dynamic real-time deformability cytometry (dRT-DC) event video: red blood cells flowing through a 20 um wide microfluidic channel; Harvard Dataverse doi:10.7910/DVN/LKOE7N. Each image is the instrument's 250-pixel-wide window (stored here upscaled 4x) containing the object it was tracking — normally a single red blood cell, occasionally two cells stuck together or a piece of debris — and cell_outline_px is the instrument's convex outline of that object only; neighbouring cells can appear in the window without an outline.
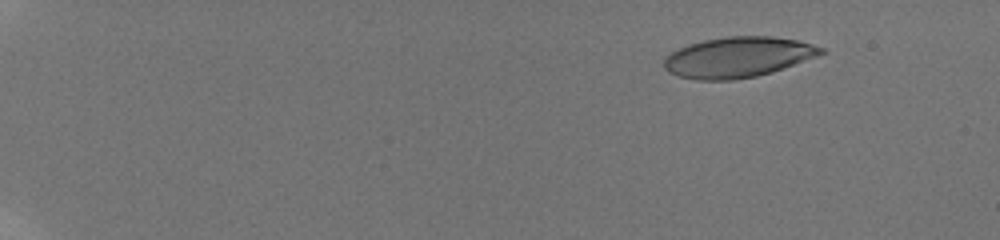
{"species": "human", "species_latin": "Homo sapiens", "temperature_condition": "room temperature", "stored_images_in_passage": 59, "camera_frame_rate_fps": 3000, "um_per_image_px": 0.085, "donor": {"sex": "male"}, "frame": {"image": 1, "passage_image": 9, "time_ms": 2.667, "image_size_px": [1000, 240], "cell_outline_px": [[828, 52], [772, 72], [756, 76], [732, 80], [696, 80], [680, 76], [668, 72], [664, 68], [664, 60], [672, 52], [688, 44], [704, 40], [728, 36], [772, 36], [796, 40], [812, 44], [824, 48]], "centroid_in_image_um": [62.74, 4.86], "position_along_channel_um": 22.3, "area_um2": 36.88}}
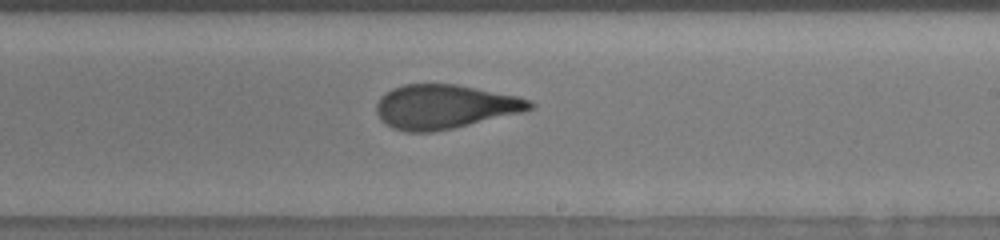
{"frame": {"image": 2, "passage_image": 40, "time_ms": 13.0, "image_size_px": [1000, 240], "cell_outline_px": [[536, 104], [532, 108], [524, 112], [452, 128], [432, 132], [404, 132], [392, 128], [380, 120], [376, 112], [376, 104], [380, 96], [392, 88], [404, 84], [456, 84], [516, 96], [532, 100]], "centroid_in_image_um": [37.77, 9.07], "position_along_channel_um": 251.2, "area_um2": 39.54}}
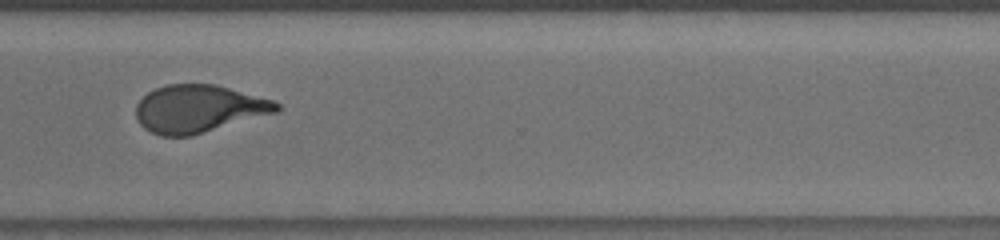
{"frame": {"image": 3, "passage_image": 48, "time_ms": 15.667, "image_size_px": [1000, 240], "cell_outline_px": [[284, 108], [276, 112], [192, 136], [160, 136], [144, 128], [140, 124], [136, 116], [136, 104], [148, 92], [156, 88], [168, 84], [216, 84], [272, 100], [280, 104]], "centroid_in_image_um": [16.88, 9.25], "position_along_channel_um": 353.7, "area_um2": 38.96}, "authors_computed_cell_mechanics": {"area_um2": 38.8994, "velocity_mm_per_s": 3.8448, "shape_relaxation_time_tau1_ms": 8.051, "shape_relaxation_time_tau2_ms": 1.1054, "deformation_change_tau1": 0.2651, "deformation_change_tau2": 0.0946}}